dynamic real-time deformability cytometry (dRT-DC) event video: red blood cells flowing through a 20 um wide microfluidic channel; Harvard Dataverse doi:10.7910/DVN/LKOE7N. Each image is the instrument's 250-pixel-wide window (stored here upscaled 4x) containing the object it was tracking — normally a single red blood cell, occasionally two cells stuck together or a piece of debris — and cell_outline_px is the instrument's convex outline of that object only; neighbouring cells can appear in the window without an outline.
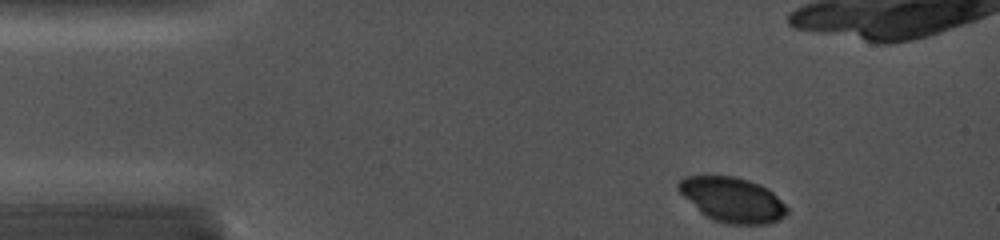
{"species": "common noctule bat (a hibernating species)", "species_latin": "Nyctalus noctula", "temperature_condition": "cold", "stored_images_in_passage": 31, "camera_frame_rate_fps": 5000, "um_per_image_px": 0.085, "animal": {"sex": "female", "body_mass_g": 19.0, "forearm_length_mm": 56.7}, "frame": {"image": 1, "passage_image": 1, "time_ms": 0.0, "image_size_px": [1000, 240], "cell_outline_px": [[788, 212], [784, 216], [768, 224], [728, 224], [712, 220], [704, 216], [676, 188], [676, 184], [684, 176], [732, 176], [748, 180], [760, 184], [768, 188], [788, 208]], "centroid_in_image_um": [62.23, 16.98], "position_along_channel_um": 22.8, "area_um2": 28.32}}